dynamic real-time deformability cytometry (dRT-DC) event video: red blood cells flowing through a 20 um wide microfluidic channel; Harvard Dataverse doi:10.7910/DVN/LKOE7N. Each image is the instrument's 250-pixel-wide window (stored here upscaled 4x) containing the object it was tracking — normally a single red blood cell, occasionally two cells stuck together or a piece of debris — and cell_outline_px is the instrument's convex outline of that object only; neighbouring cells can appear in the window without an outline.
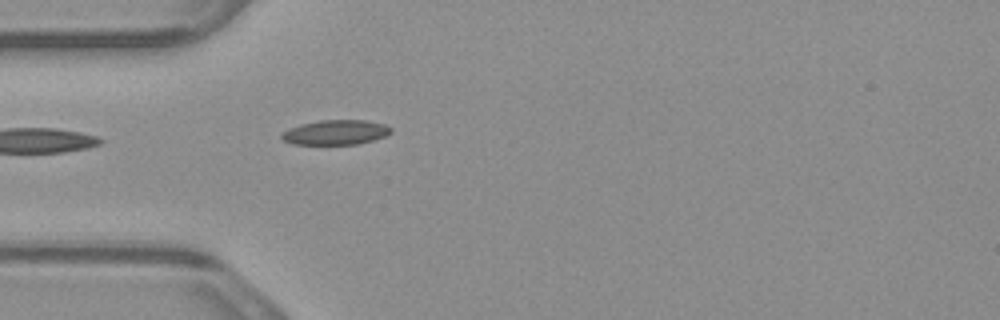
{"species": "common noctule bat (a hibernating species)", "species_latin": "Nyctalus noctula", "temperature_condition": "warm", "stored_images_in_passage": 39, "camera_frame_rate_fps": 3000, "um_per_image_px": 0.085, "animal": {"sex": "male", "body_mass_g": 23.1, "forearm_length_mm": 52.7}, "frame": {"image": 1, "passage_image": 1, "time_ms": 0.0, "image_size_px": [1000, 320], "cell_outline_px": [[392, 132], [384, 136], [372, 140], [356, 144], [292, 144], [284, 140], [280, 136], [288, 128], [300, 124], [320, 120], [364, 120], [384, 124], [392, 128]], "centroid_in_image_um": [28.52, 11.24], "position_along_channel_um": 56.5, "area_um2": 15.66}}
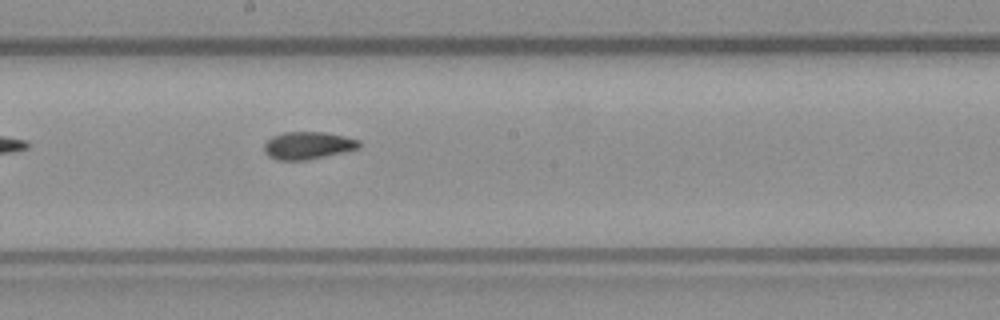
{"frame": {"image": 2, "passage_image": 14, "time_ms": 4.333, "image_size_px": [1000, 320], "cell_outline_px": [[360, 148], [344, 152], [308, 160], [276, 160], [268, 156], [264, 152], [264, 144], [272, 136], [284, 132], [324, 132], [344, 136], [360, 140]], "centroid_in_image_um": [26.17, 12.37], "position_along_channel_um": 222.0, "area_um2": 15.32}}
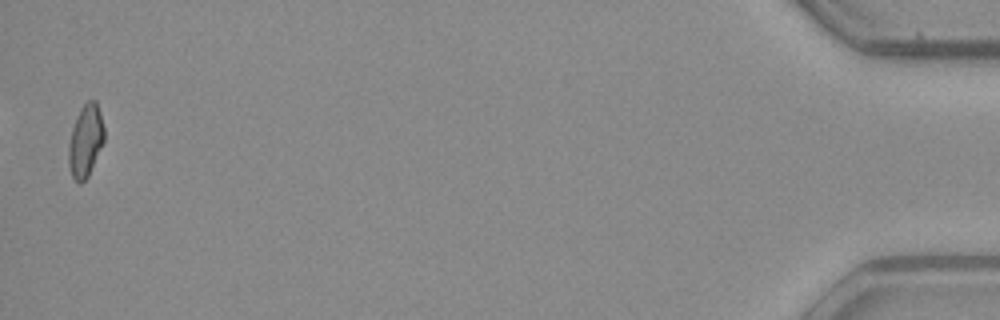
{"frame": {"image": 3, "passage_image": 38, "time_ms": 12.333, "image_size_px": [1000, 320], "cell_outline_px": [[104, 144], [88, 176], [80, 184], [72, 176], [68, 164], [68, 144], [72, 128], [80, 108], [88, 100], [96, 100], [100, 112], [104, 128]], "centroid_in_image_um": [7.28, 11.97], "position_along_channel_um": 427.9, "area_um2": 15.14}, "authors_computed_cell_mechanics": {"area_um2": 15.1436, "velocity_mm_per_s": 3.8754, "shape_relaxation_time_tau1_ms": null, "shape_relaxation_time_tau2_ms": 2.0303, "deformation_change_tau1": null, "deformation_change_tau2": 0.0558}}